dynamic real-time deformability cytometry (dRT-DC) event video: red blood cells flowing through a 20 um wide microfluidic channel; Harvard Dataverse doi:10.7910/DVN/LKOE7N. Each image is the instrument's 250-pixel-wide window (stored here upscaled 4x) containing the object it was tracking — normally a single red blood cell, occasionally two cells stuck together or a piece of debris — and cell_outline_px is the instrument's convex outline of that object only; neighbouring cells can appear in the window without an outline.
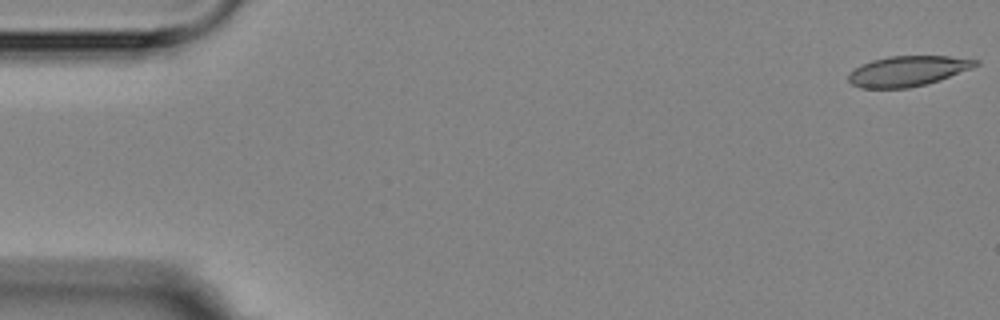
{"species": "Egyptian fruit bat (a non-hibernating species)", "species_latin": "Rousettus aegyptiacus", "temperature_condition": "room temperature", "stored_images_in_passage": 5, "camera_frame_rate_fps": 3000, "um_per_image_px": 0.085, "animal": {"sex": "female"}, "frame": {"image": 1, "passage_image": 1, "time_ms": 0.0, "image_size_px": [1000, 320], "cell_outline_px": [[980, 64], [972, 68], [924, 84], [908, 88], [860, 88], [852, 84], [848, 80], [848, 72], [860, 64], [872, 60], [888, 56], [948, 56], [980, 60]], "centroid_in_image_um": [77.1, 6.03], "position_along_channel_um": 7.9, "area_um2": 22.31}}
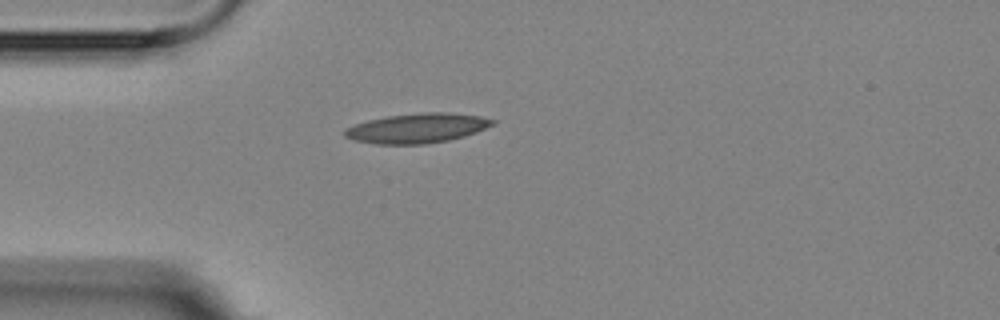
{"frame": {"image": 2, "passage_image": 5, "time_ms": 4.667, "image_size_px": [1000, 320], "cell_outline_px": [[496, 124], [476, 132], [464, 136], [448, 140], [424, 144], [376, 144], [352, 140], [344, 136], [344, 128], [368, 120], [384, 116], [424, 112], [448, 112], [480, 116], [496, 120]], "centroid_in_image_um": [35.45, 10.89], "position_along_channel_um": 49.5, "area_um2": 25.72}}